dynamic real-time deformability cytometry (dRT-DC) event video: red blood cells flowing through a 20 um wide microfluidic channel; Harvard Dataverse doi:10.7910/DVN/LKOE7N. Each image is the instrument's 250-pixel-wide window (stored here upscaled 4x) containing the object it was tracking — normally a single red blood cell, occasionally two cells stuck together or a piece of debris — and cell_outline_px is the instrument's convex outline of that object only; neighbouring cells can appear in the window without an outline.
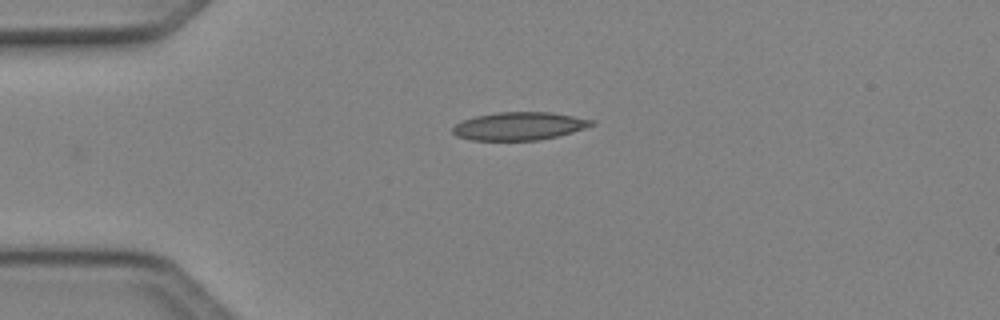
{"species": "Egyptian fruit bat (a non-hibernating species)", "species_latin": "Rousettus aegyptiacus", "temperature_condition": "cold", "stored_images_in_passage": 38, "camera_frame_rate_fps": 3000, "um_per_image_px": 0.085, "animal": {"sex": "female"}, "frame": {"image": 1, "passage_image": 1, "time_ms": 0.0, "image_size_px": [1000, 320], "cell_outline_px": [[596, 124], [572, 132], [556, 136], [536, 140], [472, 140], [456, 136], [452, 132], [452, 128], [456, 124], [464, 120], [476, 116], [496, 112], [552, 112], [596, 120]], "centroid_in_image_um": [44.15, 10.71], "position_along_channel_um": 40.8, "area_um2": 22.6}}
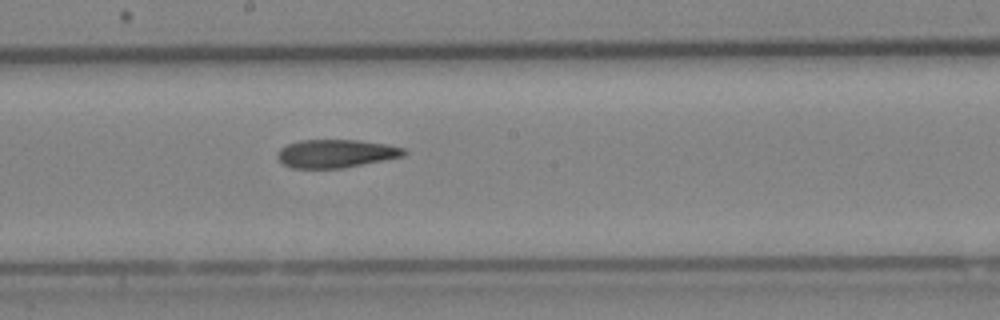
{"frame": {"image": 2, "passage_image": 16, "time_ms": 5.0, "image_size_px": [1000, 320], "cell_outline_px": [[408, 152], [404, 156], [344, 168], [292, 168], [284, 164], [276, 156], [280, 148], [288, 144], [300, 140], [360, 140], [388, 144], [404, 148]], "centroid_in_image_um": [28.58, 13.05], "position_along_channel_um": 219.6, "area_um2": 20.87}}
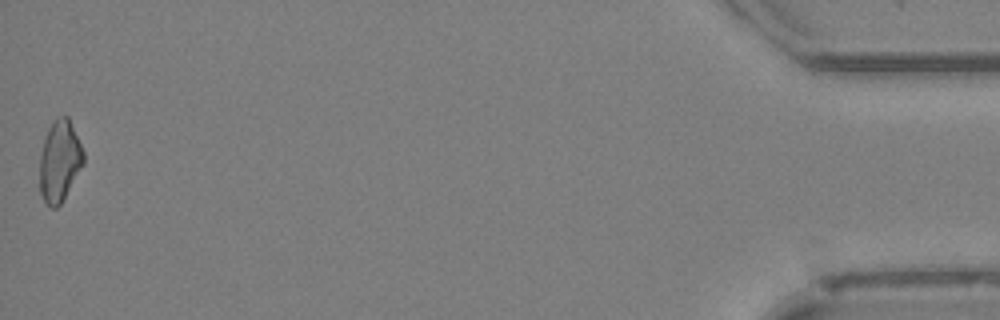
{"frame": {"image": 3, "passage_image": 38, "time_ms": 12.333, "image_size_px": [1000, 320], "cell_outline_px": [[84, 164], [60, 204], [56, 208], [52, 208], [44, 200], [40, 192], [40, 156], [44, 136], [48, 128], [56, 116], [68, 116], [84, 152]], "centroid_in_image_um": [5.06, 13.66], "position_along_channel_um": 430.1, "area_um2": 20.69}, "authors_computed_cell_mechanics": {"area_um2": 21.4438, "velocity_mm_per_s": 4.1584, "shape_relaxation_time_tau1_ms": null, "shape_relaxation_time_tau2_ms": 6.3142, "deformation_change_tau1": null, "deformation_change_tau2": 0.16}}